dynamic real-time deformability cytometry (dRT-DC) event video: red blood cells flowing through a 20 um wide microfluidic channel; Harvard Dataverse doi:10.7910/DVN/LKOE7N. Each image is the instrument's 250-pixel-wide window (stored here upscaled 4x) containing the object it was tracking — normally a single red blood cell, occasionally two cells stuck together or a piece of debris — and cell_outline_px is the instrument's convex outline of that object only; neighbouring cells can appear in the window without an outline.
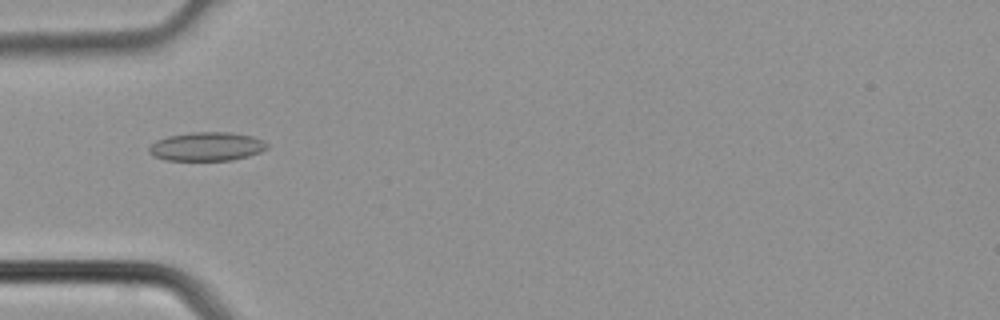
{"species": "common noctule bat (a hibernating species)", "species_latin": "Nyctalus noctula", "temperature_condition": "cold", "stored_images_in_passage": 2, "camera_frame_rate_fps": 3000, "um_per_image_px": 0.085, "animal": {"sex": "male", "body_mass_g": 21.5, "forearm_length_mm": 52.0}, "frame": {"image": 1, "passage_image": 1, "time_ms": 0.0, "image_size_px": [1000, 320], "cell_outline_px": [[268, 148], [260, 152], [248, 156], [232, 160], [168, 160], [152, 156], [148, 152], [148, 148], [156, 140], [168, 136], [192, 132], [228, 132], [252, 136], [268, 144]], "centroid_in_image_um": [17.55, 12.45], "position_along_channel_um": 67.5, "area_um2": 19.71}}
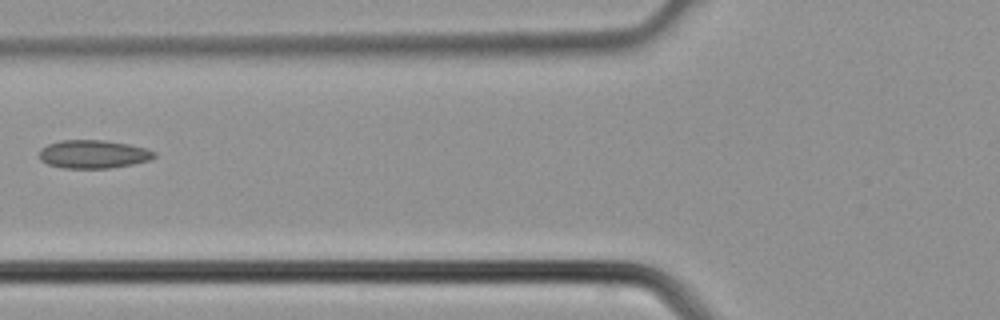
{"frame": {"image": 2, "passage_image": 2, "time_ms": 0.333, "image_size_px": [1000, 320], "cell_outline_px": [[156, 156], [148, 160], [132, 164], [108, 168], [64, 168], [48, 164], [40, 160], [40, 148], [48, 144], [60, 140], [104, 140], [128, 144], [148, 148], [156, 152]], "centroid_in_image_um": [7.93, 13.1], "position_along_channel_um": 117.9, "area_um2": 18.96}}